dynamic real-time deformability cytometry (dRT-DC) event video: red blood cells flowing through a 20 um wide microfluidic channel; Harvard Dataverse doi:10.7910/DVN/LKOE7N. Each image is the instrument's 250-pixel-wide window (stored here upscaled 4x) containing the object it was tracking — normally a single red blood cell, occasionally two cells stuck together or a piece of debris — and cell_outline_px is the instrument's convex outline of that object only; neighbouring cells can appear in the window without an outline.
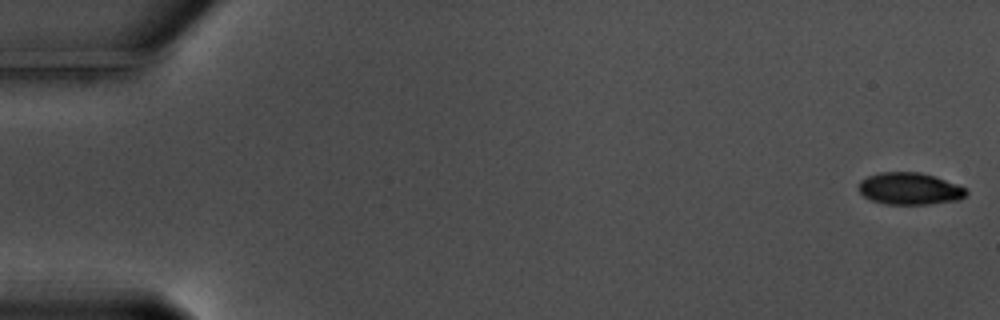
{"species": "common noctule bat (a hibernating species)", "species_latin": "Nyctalus noctula", "temperature_condition": "warm", "stored_images_in_passage": 58, "camera_frame_rate_fps": 3000, "um_per_image_px": 0.085, "animal": {"sex": "male", "body_mass_g": 17.5, "forearm_length_mm": 52.3}, "frame": {"image": 1, "passage_image": 1, "time_ms": 0.0, "image_size_px": [1000, 320], "cell_outline_px": [[968, 192], [960, 200], [928, 204], [888, 204], [872, 200], [864, 196], [860, 192], [860, 180], [868, 176], [880, 172], [920, 172], [936, 176], [956, 184], [964, 188]], "centroid_in_image_um": [77.34, 16.03], "position_along_channel_um": 7.7, "area_um2": 19.94}}
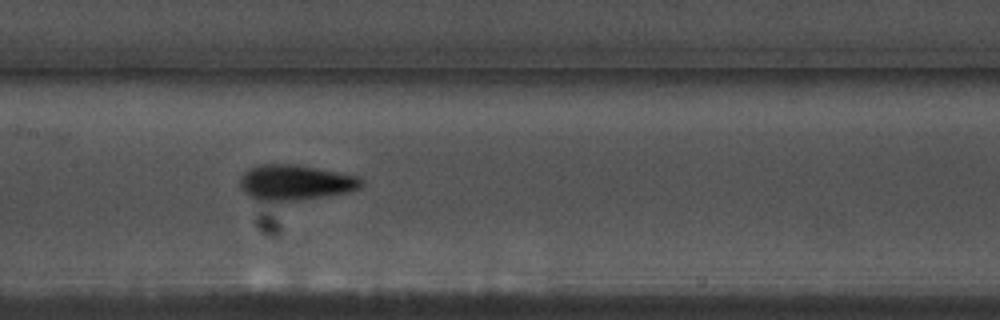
{"frame": {"image": 2, "passage_image": 29, "time_ms": 9.333, "image_size_px": [1000, 320], "cell_outline_px": [[364, 184], [360, 188], [348, 192], [328, 196], [280, 204], [256, 200], [248, 196], [240, 188], [240, 176], [244, 172], [260, 164], [296, 164], [360, 176], [364, 180]], "centroid_in_image_um": [25.1, 15.55], "position_along_channel_um": 182.3, "area_um2": 25.95}}
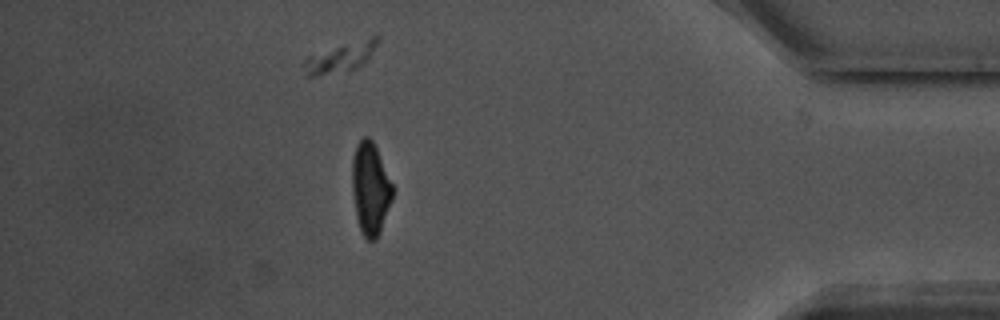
{"frame": {"image": 3, "passage_image": 51, "time_ms": 16.667, "image_size_px": [1000, 320], "cell_outline_px": [[396, 188], [392, 200], [380, 232], [376, 240], [368, 240], [360, 232], [356, 216], [352, 192], [352, 156], [356, 144], [364, 136], [368, 136], [372, 140]], "centroid_in_image_um": [31.5, 16.02], "position_along_channel_um": 403.7, "area_um2": 22.25}, "authors_computed_cell_mechanics": {"area_um2": 22.5709, "velocity_mm_per_s": 3.5814, "shape_relaxation_time_tau1_ms": 2.8488, "shape_relaxation_time_tau2_ms": 2.1698, "deformation_change_tau1": 0.1411, "deformation_change_tau2": 0.0756}}